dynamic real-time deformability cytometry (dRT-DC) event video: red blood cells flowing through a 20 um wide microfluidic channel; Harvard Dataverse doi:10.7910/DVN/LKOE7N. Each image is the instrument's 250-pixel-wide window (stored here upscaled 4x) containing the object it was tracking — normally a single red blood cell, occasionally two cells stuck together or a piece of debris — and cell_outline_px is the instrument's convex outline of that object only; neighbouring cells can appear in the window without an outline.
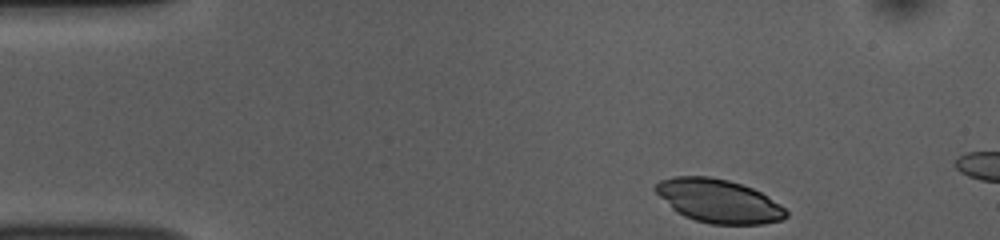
{"species": "common noctule bat (a hibernating species)", "species_latin": "Nyctalus noctula", "temperature_condition": "room temperature", "stored_images_in_passage": 10, "camera_frame_rate_fps": 3000, "um_per_image_px": 0.085, "animal": {"sex": "female", "body_mass_g": 10.0, "forearm_length_mm": 53.1}, "frame": {"image": 1, "passage_image": 1, "time_ms": 0.0, "image_size_px": [1000, 240], "cell_outline_px": [[788, 216], [784, 220], [764, 224], [708, 224], [684, 216], [676, 212], [652, 188], [660, 180], [672, 176], [708, 176], [728, 180], [752, 188], [768, 196], [780, 204], [788, 212]], "centroid_in_image_um": [61.09, 17.09], "position_along_channel_um": 23.9, "area_um2": 33.18}}